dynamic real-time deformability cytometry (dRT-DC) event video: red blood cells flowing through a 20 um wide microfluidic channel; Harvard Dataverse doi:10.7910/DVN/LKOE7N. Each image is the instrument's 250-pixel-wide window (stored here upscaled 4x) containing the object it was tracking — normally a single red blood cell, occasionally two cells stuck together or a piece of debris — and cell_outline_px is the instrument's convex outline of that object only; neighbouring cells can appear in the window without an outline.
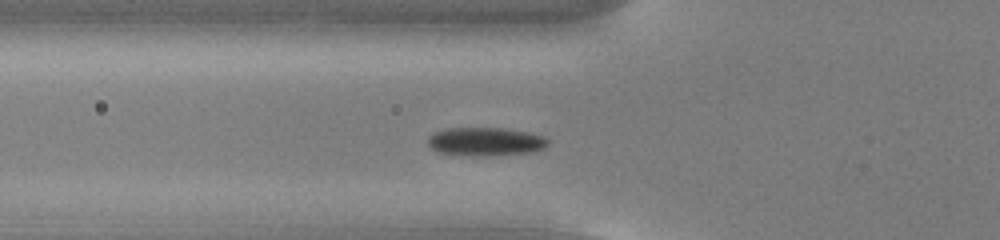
{"species": "common noctule bat (a hibernating species)", "species_latin": "Nyctalus noctula", "temperature_condition": "cold", "stored_images_in_passage": 37, "camera_frame_rate_fps": 3000, "um_per_image_px": 0.085, "animal": {"sex": "male", "body_mass_g": 13.0, "forearm_length_mm": 53.1}, "frame": {"image": 1, "passage_image": 2, "time_ms": 0.333, "image_size_px": [1000, 240], "cell_outline_px": [[548, 144], [544, 148], [528, 152], [476, 156], [436, 152], [428, 144], [428, 136], [432, 132], [448, 128], [504, 128], [528, 132], [544, 136], [548, 140]], "centroid_in_image_um": [41.23, 12.02], "position_along_channel_um": 84.6, "area_um2": 19.77}}
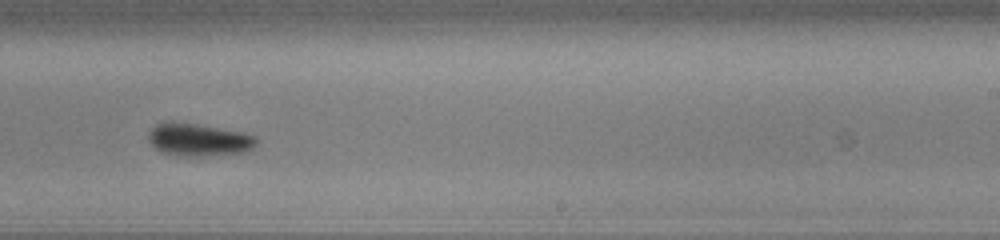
{"frame": {"image": 2, "passage_image": 17, "time_ms": 5.333, "image_size_px": [1000, 240], "cell_outline_px": [[256, 144], [252, 148], [244, 152], [204, 156], [176, 156], [160, 152], [148, 140], [148, 132], [156, 124], [196, 124], [240, 132], [256, 136]], "centroid_in_image_um": [16.88, 11.92], "position_along_channel_um": 272.1, "area_um2": 20.0}}
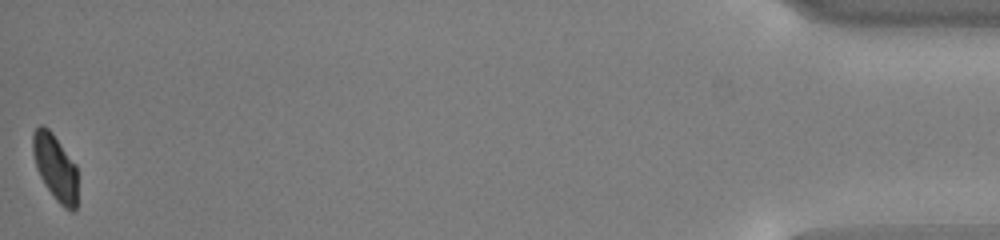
{"frame": {"image": 3, "passage_image": 37, "time_ms": 12.0, "image_size_px": [1000, 240], "cell_outline_px": [[76, 208], [72, 212], [64, 208], [56, 200], [44, 184], [36, 168], [32, 152], [32, 132], [40, 124], [44, 124], [52, 132], [76, 164]], "centroid_in_image_um": [4.67, 14.19], "position_along_channel_um": 430.5, "area_um2": 17.4}, "authors_computed_cell_mechanics": {"area_um2": 19.7676, "velocity_mm_per_s": 3.7473, "shape_relaxation_time_tau1_ms": 2.6456, "shape_relaxation_time_tau2_ms": 6.3003, "deformation_change_tau1": 0.1331, "deformation_change_tau2": 0.0869}}